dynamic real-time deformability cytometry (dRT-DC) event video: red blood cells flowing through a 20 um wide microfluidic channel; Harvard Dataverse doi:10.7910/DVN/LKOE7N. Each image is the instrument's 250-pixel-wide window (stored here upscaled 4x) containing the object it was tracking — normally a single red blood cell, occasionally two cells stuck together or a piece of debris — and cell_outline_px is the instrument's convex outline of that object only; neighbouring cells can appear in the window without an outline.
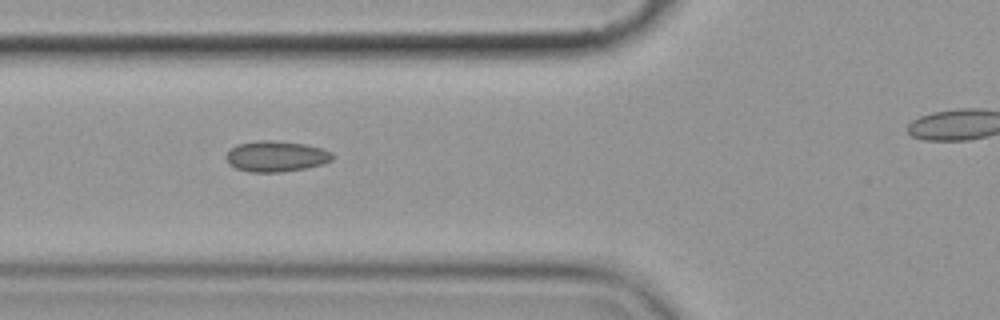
{"species": "common noctule bat (a hibernating species)", "species_latin": "Nyctalus noctula", "temperature_condition": "cold", "stored_images_in_passage": 8, "segment_of_instrument_passage": [1, 2], "camera_frame_rate_fps": 3000, "um_per_image_px": 0.085, "animal": {"sex": "female", "body_mass_g": 19.9}, "frame": {"image": 1, "passage_image": 6, "time_ms": 6.0, "image_size_px": [1000, 320], "cell_outline_px": [[332, 160], [324, 164], [304, 168], [280, 172], [248, 172], [236, 168], [228, 164], [224, 156], [236, 144], [256, 140], [272, 140], [304, 144], [324, 148], [332, 152]], "centroid_in_image_um": [23.44, 13.28], "position_along_channel_um": 102.4, "area_um2": 19.25}}
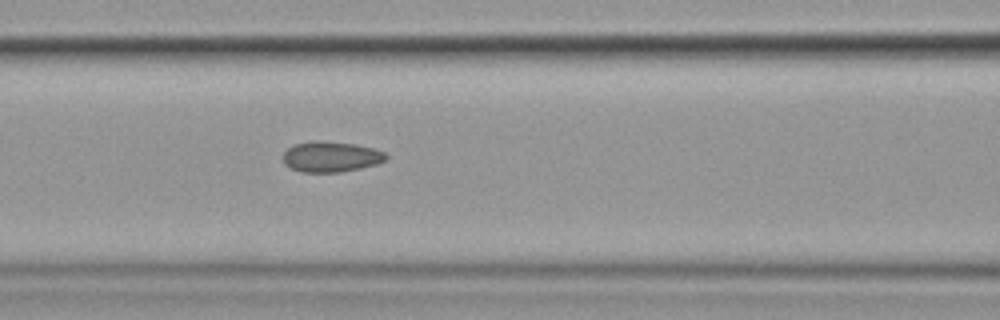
{"frame": {"image": 2, "passage_image": 7, "time_ms": 7.0, "image_size_px": [1000, 320], "cell_outline_px": [[388, 156], [384, 160], [376, 164], [360, 168], [340, 172], [300, 172], [284, 164], [284, 152], [292, 144], [312, 140], [316, 140], [356, 144], [372, 148], [384, 152]], "centroid_in_image_um": [28.1, 13.31], "position_along_channel_um": 138.5, "area_um2": 18.32}}